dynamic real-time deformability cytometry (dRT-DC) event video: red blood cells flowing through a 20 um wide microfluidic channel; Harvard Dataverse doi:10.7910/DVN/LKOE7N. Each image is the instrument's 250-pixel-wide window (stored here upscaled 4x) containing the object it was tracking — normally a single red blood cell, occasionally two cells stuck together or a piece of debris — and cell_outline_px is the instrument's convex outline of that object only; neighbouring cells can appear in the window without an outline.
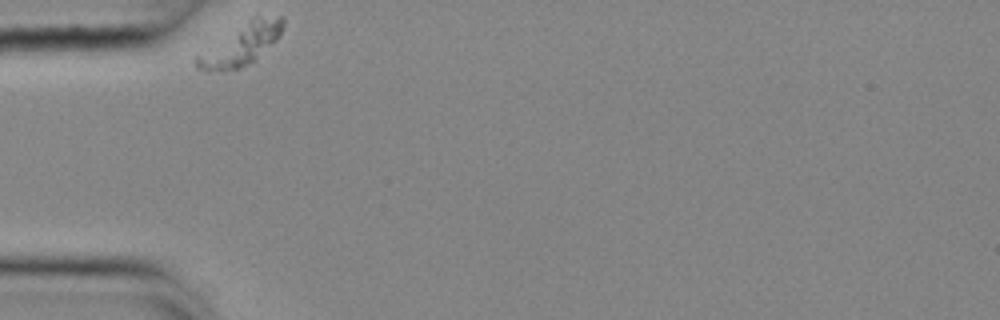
{"species": "common noctule bat (a hibernating species)", "species_latin": "Nyctalus noctula", "temperature_condition": "cold", "stored_images_in_passage": 6, "camera_frame_rate_fps": 3000, "um_per_image_px": 0.085, "animal": {"sex": "female", "body_mass_g": 25.1}, "frame": {"image": 1, "passage_image": 1, "time_ms": 0.0, "image_size_px": [1000, 320], "cell_outline_px": [[284, 24], [276, 40], [252, 60], [240, 68], [224, 72], [208, 72], [196, 68], [196, 56], [256, 12], [284, 16]], "centroid_in_image_um": [20.51, 3.72], "position_along_channel_um": 64.5, "area_um2": 20.98}}